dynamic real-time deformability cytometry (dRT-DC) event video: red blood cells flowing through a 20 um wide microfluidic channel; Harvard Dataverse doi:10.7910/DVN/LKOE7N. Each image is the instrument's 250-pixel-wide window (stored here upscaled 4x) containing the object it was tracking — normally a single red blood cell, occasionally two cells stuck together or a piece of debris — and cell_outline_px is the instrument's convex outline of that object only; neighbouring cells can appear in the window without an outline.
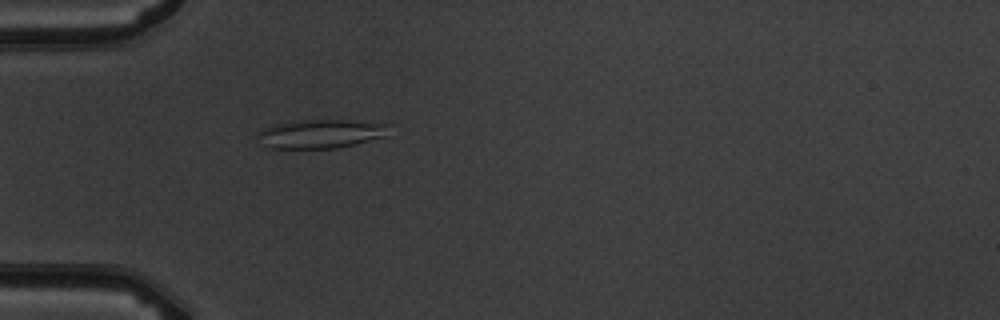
{"species": "common noctule bat (a hibernating species)", "species_latin": "Nyctalus noctula", "temperature_condition": "warm", "stored_images_in_passage": 1, "camera_frame_rate_fps": 3000, "um_per_image_px": 0.085, "animal": {"sex": "male", "body_mass_g": 19.5, "forearm_length_mm": 54.6}, "frame": {"image": 1, "passage_image": 1, "time_ms": 0.0, "image_size_px": [1000, 320], "cell_outline_px": [[392, 124], [388, 136], [356, 144], [336, 148], [264, 148], [256, 136], [264, 128], [276, 124], [292, 120], [348, 120]], "centroid_in_image_um": [27.3, 11.37], "position_along_channel_um": 57.7, "area_um2": 22.43}}